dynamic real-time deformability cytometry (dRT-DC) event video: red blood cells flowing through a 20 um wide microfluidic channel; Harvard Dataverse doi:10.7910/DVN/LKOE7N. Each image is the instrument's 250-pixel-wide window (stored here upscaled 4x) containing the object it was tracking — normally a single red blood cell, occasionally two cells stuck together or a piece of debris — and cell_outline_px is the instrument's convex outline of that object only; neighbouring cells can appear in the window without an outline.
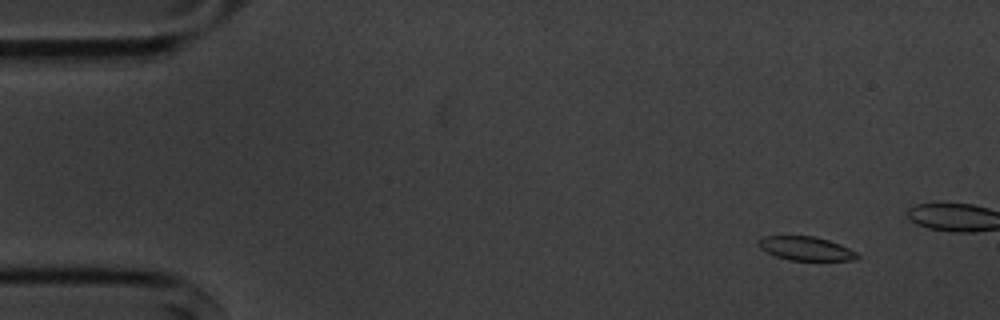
{"species": "common noctule bat (a hibernating species)", "species_latin": "Nyctalus noctula", "temperature_condition": "cold", "stored_images_in_passage": 5, "camera_frame_rate_fps": 3000, "um_per_image_px": 0.085, "animal": {"sex": "male", "body_mass_g": 20.1, "forearm_length_mm": 53.5}, "frame": {"image": 1, "passage_image": 2, "time_ms": 1.333, "image_size_px": [1000, 320], "cell_outline_px": [[860, 256], [856, 260], [788, 260], [776, 256], [760, 248], [760, 240], [764, 236], [816, 236], [840, 244], [856, 252]], "centroid_in_image_um": [68.54, 21.12], "position_along_channel_um": 16.5, "area_um2": 13.53}}